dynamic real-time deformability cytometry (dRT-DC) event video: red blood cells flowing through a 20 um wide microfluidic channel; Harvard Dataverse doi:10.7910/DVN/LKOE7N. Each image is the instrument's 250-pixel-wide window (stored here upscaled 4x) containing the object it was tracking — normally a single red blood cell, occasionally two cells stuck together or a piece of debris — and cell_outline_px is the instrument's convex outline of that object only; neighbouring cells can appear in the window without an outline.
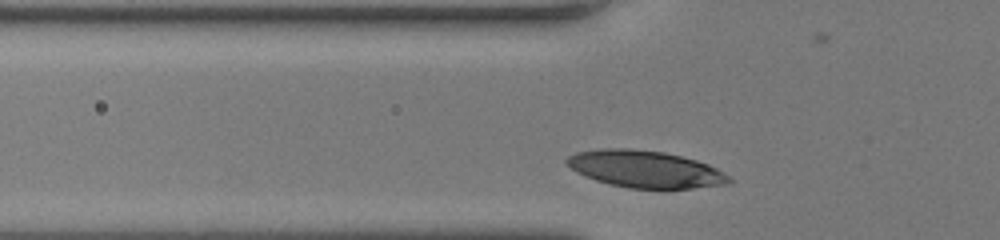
{"species": "human", "species_latin": "Homo sapiens", "temperature_condition": "room temperature", "stored_images_in_passage": 28, "camera_frame_rate_fps": 3000, "um_per_image_px": 0.085, "donor": {"sex": "female"}, "frame": {"image": 1, "passage_image": 3, "time_ms": 0.667, "image_size_px": [1000, 240], "cell_outline_px": [[732, 184], [692, 188], [628, 188], [608, 184], [584, 176], [576, 172], [564, 160], [568, 156], [576, 152], [600, 148], [628, 148], [664, 152], [696, 160], [708, 164], [716, 168], [728, 176], [732, 180]], "centroid_in_image_um": [54.83, 14.37], "position_along_channel_um": 71.0, "area_um2": 35.03}}
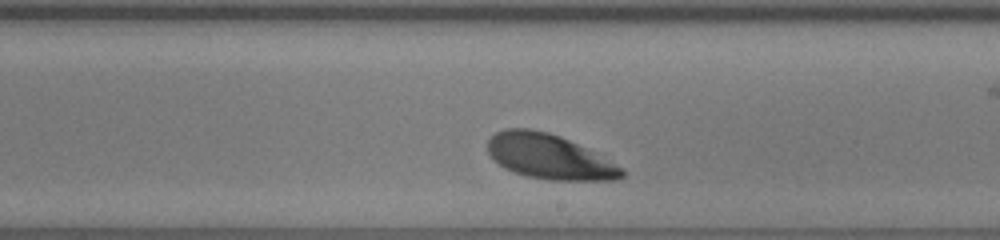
{"frame": {"image": 2, "passage_image": 17, "time_ms": 5.333, "image_size_px": [1000, 240], "cell_outline_px": [[624, 176], [616, 180], [548, 180], [528, 176], [504, 168], [492, 160], [488, 152], [488, 140], [496, 132], [504, 128], [532, 128], [548, 132], [560, 136], [624, 168]], "centroid_in_image_um": [46.64, 13.31], "position_along_channel_um": 242.4, "area_um2": 34.8}}
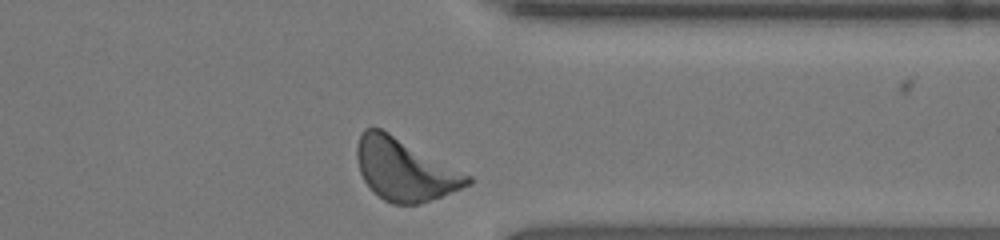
{"frame": {"image": 3, "passage_image": 28, "time_ms": 9.0, "image_size_px": [1000, 240], "cell_outline_px": [[472, 184], [440, 196], [416, 204], [392, 204], [384, 200], [368, 188], [360, 172], [356, 156], [356, 148], [360, 136], [364, 128], [380, 128], [388, 132], [472, 176]], "centroid_in_image_um": [34.37, 14.42], "position_along_channel_um": 377.0, "area_um2": 39.54}, "authors_computed_cell_mechanics": {"area_um2": 35.258, "velocity_mm_per_s": 3.7044, "shape_relaxation_time_tau1_ms": 1.6062, "shape_relaxation_time_tau2_ms": 6.4749, "deformation_change_tau1": 0.1097, "deformation_change_tau2": 0.188}}